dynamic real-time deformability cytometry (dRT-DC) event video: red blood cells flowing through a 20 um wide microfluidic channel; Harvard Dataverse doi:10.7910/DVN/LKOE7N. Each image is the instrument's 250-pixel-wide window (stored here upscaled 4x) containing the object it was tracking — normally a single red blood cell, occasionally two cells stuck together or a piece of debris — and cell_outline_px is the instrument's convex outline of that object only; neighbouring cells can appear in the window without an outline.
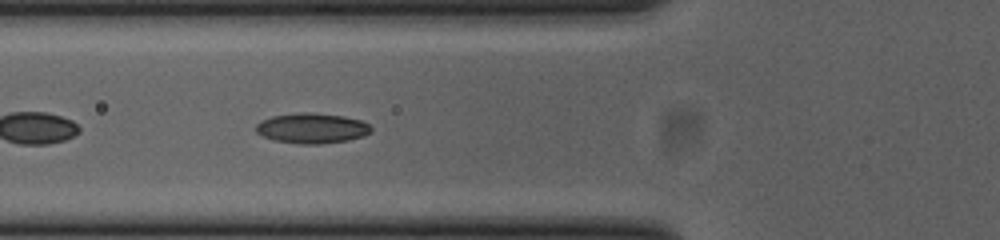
{"species": "common noctule bat (a hibernating species)", "species_latin": "Nyctalus noctula", "temperature_condition": "cold", "stored_images_in_passage": 44, "camera_frame_rate_fps": 3000, "um_per_image_px": 0.085, "animal": {"sex": "female", "body_mass_g": 23.0, "forearm_length_mm": 53.4}, "frame": {"image": 1, "passage_image": 11, "time_ms": 3.333, "image_size_px": [1000, 240], "cell_outline_px": [[372, 132], [364, 136], [348, 140], [320, 144], [300, 144], [272, 140], [256, 132], [256, 124], [272, 116], [300, 112], [308, 112], [344, 116], [360, 120], [368, 124], [372, 128]], "centroid_in_image_um": [26.53, 10.9], "position_along_channel_um": 99.3, "area_um2": 20.29}}
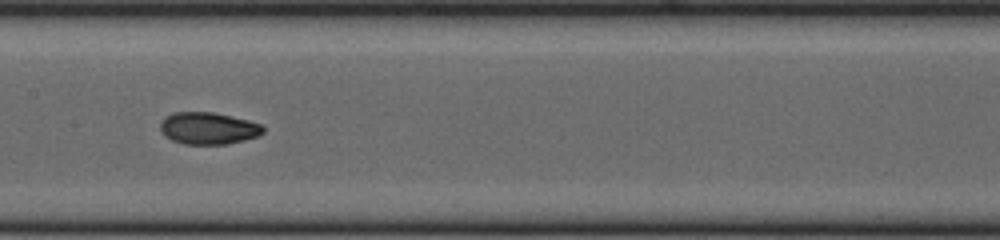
{"frame": {"image": 2, "passage_image": 18, "time_ms": 5.667, "image_size_px": [1000, 240], "cell_outline_px": [[264, 132], [260, 136], [228, 144], [184, 144], [172, 140], [164, 136], [160, 128], [160, 124], [172, 112], [212, 112], [248, 120], [260, 124], [264, 128]], "centroid_in_image_um": [17.72, 10.91], "position_along_channel_um": 189.7, "area_um2": 19.13}}
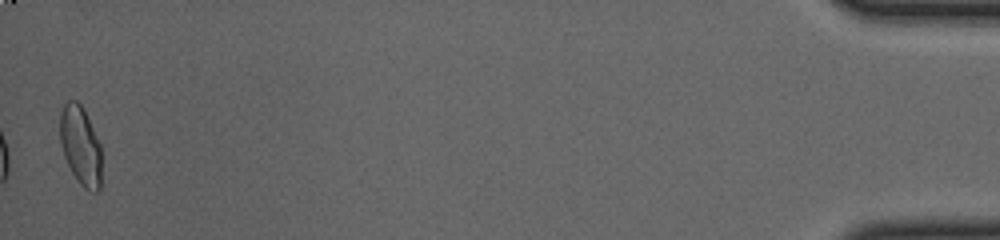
{"frame": {"image": 3, "passage_image": 44, "time_ms": 14.333, "image_size_px": [1000, 240], "cell_outline_px": [[100, 188], [96, 192], [92, 192], [84, 188], [80, 184], [72, 172], [64, 156], [60, 144], [60, 112], [64, 104], [68, 100], [76, 100], [80, 104], [100, 144]], "centroid_in_image_um": [6.82, 12.39], "position_along_channel_um": 428.4, "area_um2": 18.79}, "authors_computed_cell_mechanics": {"area_um2": 18.9006, "velocity_mm_per_s": 3.8687, "shape_relaxation_time_tau1_ms": 8.6302, "shape_relaxation_time_tau2_ms": 2.1999, "deformation_change_tau1": 0.225, "deformation_change_tau2": 0.045}}